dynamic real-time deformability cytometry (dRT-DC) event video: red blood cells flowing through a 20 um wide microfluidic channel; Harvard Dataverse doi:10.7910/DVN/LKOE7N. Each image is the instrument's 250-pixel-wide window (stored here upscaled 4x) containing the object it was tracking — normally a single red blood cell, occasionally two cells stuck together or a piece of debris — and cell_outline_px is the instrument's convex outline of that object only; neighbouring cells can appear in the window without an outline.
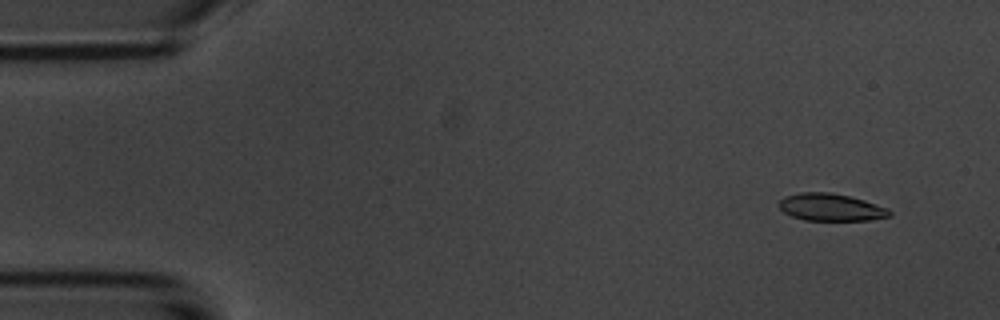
{"species": "common noctule bat (a hibernating species)", "species_latin": "Nyctalus noctula", "temperature_condition": "room temperature", "stored_images_in_passage": 53, "camera_frame_rate_fps": 3000, "um_per_image_px": 0.085, "animal": {"sex": "male", "body_mass_g": 20.1, "forearm_length_mm": 53.5}, "frame": {"image": 1, "passage_image": 3, "time_ms": 0.667, "image_size_px": [1000, 320], "cell_outline_px": [[892, 216], [868, 220], [804, 220], [792, 216], [784, 212], [776, 204], [784, 196], [800, 192], [832, 192], [864, 200], [888, 208], [892, 212]], "centroid_in_image_um": [70.61, 17.61], "position_along_channel_um": 14.4, "area_um2": 17.69}}
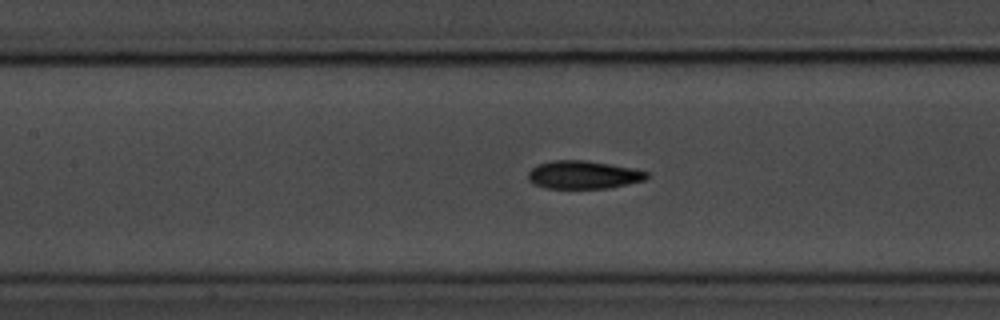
{"frame": {"image": 2, "passage_image": 23, "time_ms": 7.333, "image_size_px": [1000, 320], "cell_outline_px": [[648, 176], [644, 180], [608, 188], [544, 188], [528, 180], [528, 172], [536, 164], [552, 160], [584, 160], [636, 168], [648, 172]], "centroid_in_image_um": [49.57, 14.84], "position_along_channel_um": 157.8, "area_um2": 19.42}}
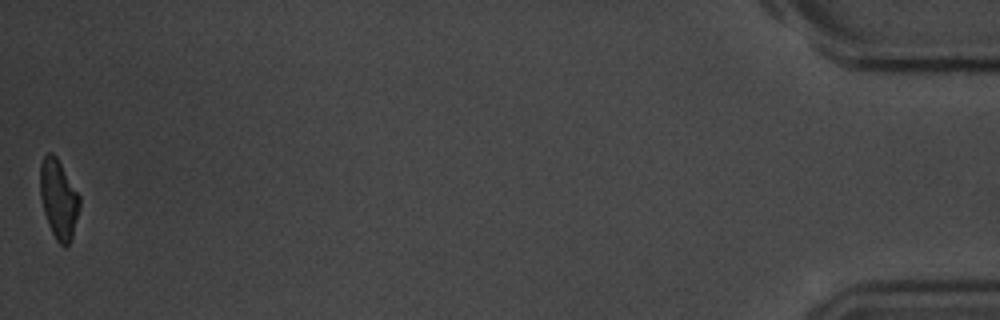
{"frame": {"image": 3, "passage_image": 53, "time_ms": 17.333, "image_size_px": [1000, 320], "cell_outline_px": [[80, 208], [72, 236], [68, 244], [64, 248], [56, 240], [48, 224], [44, 212], [40, 196], [40, 164], [44, 156], [48, 152], [52, 152], [56, 156], [80, 196]], "centroid_in_image_um": [4.98, 16.92], "position_along_channel_um": 430.2, "area_um2": 18.15}, "authors_computed_cell_mechanics": {"area_um2": 19.1896, "velocity_mm_per_s": 3.7004, "shape_relaxation_time_tau1_ms": 2.7615, "shape_relaxation_time_tau2_ms": 2.7319, "deformation_change_tau1": 0.137, "deformation_change_tau2": 0.0783}}